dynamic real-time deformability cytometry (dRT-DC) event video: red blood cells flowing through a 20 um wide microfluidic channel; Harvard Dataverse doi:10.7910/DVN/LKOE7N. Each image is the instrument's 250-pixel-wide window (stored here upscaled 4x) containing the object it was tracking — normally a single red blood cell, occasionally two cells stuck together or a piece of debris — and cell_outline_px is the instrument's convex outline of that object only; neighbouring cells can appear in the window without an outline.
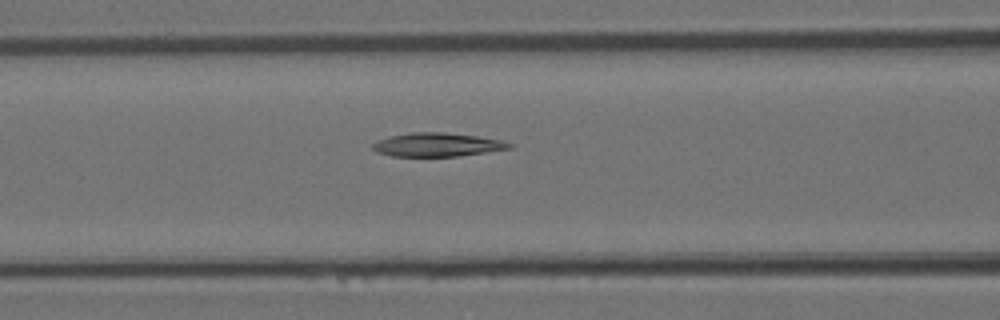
{"species": "Egyptian fruit bat (a non-hibernating species)", "species_latin": "Rousettus aegyptiacus", "temperature_condition": "room temperature", "stored_images_in_passage": 36, "camera_frame_rate_fps": 3000, "um_per_image_px": 0.085, "animal": {"sex": "female"}, "frame": {"image": 1, "passage_image": 16, "time_ms": 5.0, "image_size_px": [1000, 320], "cell_outline_px": [[516, 144], [512, 148], [460, 156], [392, 156], [376, 152], [372, 148], [372, 144], [380, 140], [392, 136], [412, 132], [444, 132], [476, 136], [504, 140]], "centroid_in_image_um": [37.24, 12.3], "position_along_channel_um": 129.4, "area_um2": 18.84}}
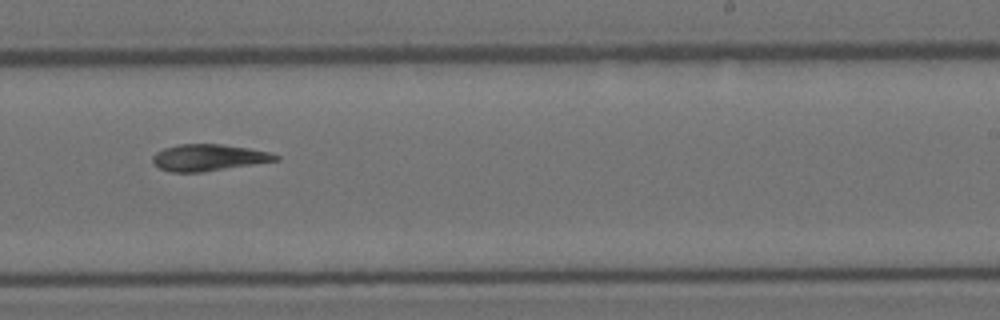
{"frame": {"image": 2, "passage_image": 24, "time_ms": 7.667, "image_size_px": [1000, 320], "cell_outline_px": [[280, 160], [200, 172], [172, 172], [160, 168], [152, 164], [152, 156], [156, 152], [164, 148], [180, 144], [220, 144], [248, 148], [272, 152], [280, 156]], "centroid_in_image_um": [17.72, 13.39], "position_along_channel_um": 271.3, "area_um2": 19.02}}
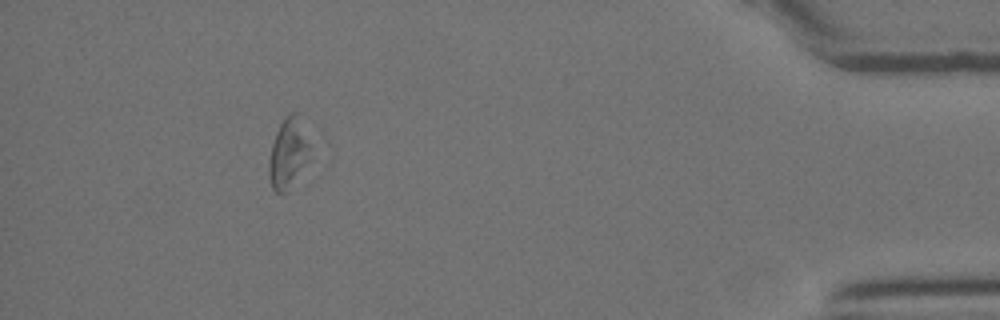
{"frame": {"image": 3, "passage_image": 35, "time_ms": 11.333, "image_size_px": [1000, 320], "cell_outline_px": [[312, 160], [288, 192], [276, 192], [272, 188], [268, 176], [268, 164], [272, 144], [276, 132], [280, 124], [292, 112], [300, 112]], "centroid_in_image_um": [24.53, 13.08], "position_along_channel_um": 410.7, "area_um2": 17.28}}